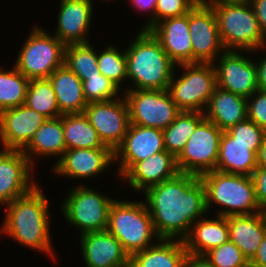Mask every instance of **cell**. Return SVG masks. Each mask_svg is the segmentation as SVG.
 Listing matches in <instances>:
<instances>
[{
	"label": "cell",
	"instance_id": "obj_35",
	"mask_svg": "<svg viewBox=\"0 0 266 267\" xmlns=\"http://www.w3.org/2000/svg\"><path fill=\"white\" fill-rule=\"evenodd\" d=\"M99 52L97 64L100 73L122 91L123 83H127L126 51H120L112 44Z\"/></svg>",
	"mask_w": 266,
	"mask_h": 267
},
{
	"label": "cell",
	"instance_id": "obj_45",
	"mask_svg": "<svg viewBox=\"0 0 266 267\" xmlns=\"http://www.w3.org/2000/svg\"><path fill=\"white\" fill-rule=\"evenodd\" d=\"M252 267H266V236L258 247L256 254L249 261Z\"/></svg>",
	"mask_w": 266,
	"mask_h": 267
},
{
	"label": "cell",
	"instance_id": "obj_49",
	"mask_svg": "<svg viewBox=\"0 0 266 267\" xmlns=\"http://www.w3.org/2000/svg\"><path fill=\"white\" fill-rule=\"evenodd\" d=\"M263 214H264V216H265V219H266V210H265V211H263Z\"/></svg>",
	"mask_w": 266,
	"mask_h": 267
},
{
	"label": "cell",
	"instance_id": "obj_36",
	"mask_svg": "<svg viewBox=\"0 0 266 267\" xmlns=\"http://www.w3.org/2000/svg\"><path fill=\"white\" fill-rule=\"evenodd\" d=\"M82 85L87 103L110 101L122 95V91L101 73L93 77H83Z\"/></svg>",
	"mask_w": 266,
	"mask_h": 267
},
{
	"label": "cell",
	"instance_id": "obj_8",
	"mask_svg": "<svg viewBox=\"0 0 266 267\" xmlns=\"http://www.w3.org/2000/svg\"><path fill=\"white\" fill-rule=\"evenodd\" d=\"M67 191L62 201L61 213L71 227L79 230L80 236L90 232L105 231L109 210L116 198L105 196L88 185H77Z\"/></svg>",
	"mask_w": 266,
	"mask_h": 267
},
{
	"label": "cell",
	"instance_id": "obj_33",
	"mask_svg": "<svg viewBox=\"0 0 266 267\" xmlns=\"http://www.w3.org/2000/svg\"><path fill=\"white\" fill-rule=\"evenodd\" d=\"M90 42L67 44L65 47L64 64L81 80L100 74L98 69V50H94Z\"/></svg>",
	"mask_w": 266,
	"mask_h": 267
},
{
	"label": "cell",
	"instance_id": "obj_31",
	"mask_svg": "<svg viewBox=\"0 0 266 267\" xmlns=\"http://www.w3.org/2000/svg\"><path fill=\"white\" fill-rule=\"evenodd\" d=\"M204 118L202 112L181 111L175 120L162 130L165 150L177 157L185 147L190 135Z\"/></svg>",
	"mask_w": 266,
	"mask_h": 267
},
{
	"label": "cell",
	"instance_id": "obj_47",
	"mask_svg": "<svg viewBox=\"0 0 266 267\" xmlns=\"http://www.w3.org/2000/svg\"><path fill=\"white\" fill-rule=\"evenodd\" d=\"M256 158H257V167L266 169V136L263 139V142L256 155Z\"/></svg>",
	"mask_w": 266,
	"mask_h": 267
},
{
	"label": "cell",
	"instance_id": "obj_30",
	"mask_svg": "<svg viewBox=\"0 0 266 267\" xmlns=\"http://www.w3.org/2000/svg\"><path fill=\"white\" fill-rule=\"evenodd\" d=\"M60 117L62 118L66 150L109 148L102 143L84 112L64 114Z\"/></svg>",
	"mask_w": 266,
	"mask_h": 267
},
{
	"label": "cell",
	"instance_id": "obj_13",
	"mask_svg": "<svg viewBox=\"0 0 266 267\" xmlns=\"http://www.w3.org/2000/svg\"><path fill=\"white\" fill-rule=\"evenodd\" d=\"M84 114L102 143L115 152L130 126L129 108L123 94L114 100L88 103Z\"/></svg>",
	"mask_w": 266,
	"mask_h": 267
},
{
	"label": "cell",
	"instance_id": "obj_39",
	"mask_svg": "<svg viewBox=\"0 0 266 267\" xmlns=\"http://www.w3.org/2000/svg\"><path fill=\"white\" fill-rule=\"evenodd\" d=\"M226 132L232 136L236 142L242 144H262L266 136V130L259 127L248 118L230 127Z\"/></svg>",
	"mask_w": 266,
	"mask_h": 267
},
{
	"label": "cell",
	"instance_id": "obj_25",
	"mask_svg": "<svg viewBox=\"0 0 266 267\" xmlns=\"http://www.w3.org/2000/svg\"><path fill=\"white\" fill-rule=\"evenodd\" d=\"M226 218L229 226V240L250 261L266 236V219L263 212Z\"/></svg>",
	"mask_w": 266,
	"mask_h": 267
},
{
	"label": "cell",
	"instance_id": "obj_34",
	"mask_svg": "<svg viewBox=\"0 0 266 267\" xmlns=\"http://www.w3.org/2000/svg\"><path fill=\"white\" fill-rule=\"evenodd\" d=\"M29 81L14 65L10 70L0 66V111L25 104Z\"/></svg>",
	"mask_w": 266,
	"mask_h": 267
},
{
	"label": "cell",
	"instance_id": "obj_23",
	"mask_svg": "<svg viewBox=\"0 0 266 267\" xmlns=\"http://www.w3.org/2000/svg\"><path fill=\"white\" fill-rule=\"evenodd\" d=\"M229 241V226L227 218L207 215L197 220L183 239L187 254L204 256L207 252Z\"/></svg>",
	"mask_w": 266,
	"mask_h": 267
},
{
	"label": "cell",
	"instance_id": "obj_11",
	"mask_svg": "<svg viewBox=\"0 0 266 267\" xmlns=\"http://www.w3.org/2000/svg\"><path fill=\"white\" fill-rule=\"evenodd\" d=\"M130 124L156 129L167 128L181 112L168 90H125Z\"/></svg>",
	"mask_w": 266,
	"mask_h": 267
},
{
	"label": "cell",
	"instance_id": "obj_41",
	"mask_svg": "<svg viewBox=\"0 0 266 267\" xmlns=\"http://www.w3.org/2000/svg\"><path fill=\"white\" fill-rule=\"evenodd\" d=\"M251 177L258 207L263 212L266 210V169L257 167Z\"/></svg>",
	"mask_w": 266,
	"mask_h": 267
},
{
	"label": "cell",
	"instance_id": "obj_22",
	"mask_svg": "<svg viewBox=\"0 0 266 267\" xmlns=\"http://www.w3.org/2000/svg\"><path fill=\"white\" fill-rule=\"evenodd\" d=\"M150 32L159 40L162 49L176 65L192 63L189 13L167 18L157 23Z\"/></svg>",
	"mask_w": 266,
	"mask_h": 267
},
{
	"label": "cell",
	"instance_id": "obj_10",
	"mask_svg": "<svg viewBox=\"0 0 266 267\" xmlns=\"http://www.w3.org/2000/svg\"><path fill=\"white\" fill-rule=\"evenodd\" d=\"M223 132L213 122L204 118L190 135L181 153L176 157L179 172L201 176L216 170Z\"/></svg>",
	"mask_w": 266,
	"mask_h": 267
},
{
	"label": "cell",
	"instance_id": "obj_18",
	"mask_svg": "<svg viewBox=\"0 0 266 267\" xmlns=\"http://www.w3.org/2000/svg\"><path fill=\"white\" fill-rule=\"evenodd\" d=\"M47 118L26 105L0 111L2 149L23 150Z\"/></svg>",
	"mask_w": 266,
	"mask_h": 267
},
{
	"label": "cell",
	"instance_id": "obj_37",
	"mask_svg": "<svg viewBox=\"0 0 266 267\" xmlns=\"http://www.w3.org/2000/svg\"><path fill=\"white\" fill-rule=\"evenodd\" d=\"M204 257L214 267H247L248 259L230 240L207 252Z\"/></svg>",
	"mask_w": 266,
	"mask_h": 267
},
{
	"label": "cell",
	"instance_id": "obj_15",
	"mask_svg": "<svg viewBox=\"0 0 266 267\" xmlns=\"http://www.w3.org/2000/svg\"><path fill=\"white\" fill-rule=\"evenodd\" d=\"M34 167L21 150L0 149V205L30 192L38 182L33 181Z\"/></svg>",
	"mask_w": 266,
	"mask_h": 267
},
{
	"label": "cell",
	"instance_id": "obj_44",
	"mask_svg": "<svg viewBox=\"0 0 266 267\" xmlns=\"http://www.w3.org/2000/svg\"><path fill=\"white\" fill-rule=\"evenodd\" d=\"M266 48H260L256 51H260L265 56L257 60L256 67H257V78H258V89L266 92V54L263 53L261 50H265Z\"/></svg>",
	"mask_w": 266,
	"mask_h": 267
},
{
	"label": "cell",
	"instance_id": "obj_24",
	"mask_svg": "<svg viewBox=\"0 0 266 267\" xmlns=\"http://www.w3.org/2000/svg\"><path fill=\"white\" fill-rule=\"evenodd\" d=\"M261 144L236 142L226 131L220 139L216 170L236 175H252L257 168L256 155Z\"/></svg>",
	"mask_w": 266,
	"mask_h": 267
},
{
	"label": "cell",
	"instance_id": "obj_1",
	"mask_svg": "<svg viewBox=\"0 0 266 267\" xmlns=\"http://www.w3.org/2000/svg\"><path fill=\"white\" fill-rule=\"evenodd\" d=\"M143 193L159 239L183 240L191 226L208 214L205 188L197 175L179 173Z\"/></svg>",
	"mask_w": 266,
	"mask_h": 267
},
{
	"label": "cell",
	"instance_id": "obj_12",
	"mask_svg": "<svg viewBox=\"0 0 266 267\" xmlns=\"http://www.w3.org/2000/svg\"><path fill=\"white\" fill-rule=\"evenodd\" d=\"M242 53L244 51H224L213 66L216 86L248 99L258 90L257 67L256 61L249 58L251 51Z\"/></svg>",
	"mask_w": 266,
	"mask_h": 267
},
{
	"label": "cell",
	"instance_id": "obj_21",
	"mask_svg": "<svg viewBox=\"0 0 266 267\" xmlns=\"http://www.w3.org/2000/svg\"><path fill=\"white\" fill-rule=\"evenodd\" d=\"M179 173L176 157L164 150L134 163L119 179L128 182L130 188L140 194L152 186L176 177Z\"/></svg>",
	"mask_w": 266,
	"mask_h": 267
},
{
	"label": "cell",
	"instance_id": "obj_4",
	"mask_svg": "<svg viewBox=\"0 0 266 267\" xmlns=\"http://www.w3.org/2000/svg\"><path fill=\"white\" fill-rule=\"evenodd\" d=\"M199 178L205 188L208 213L212 205L216 204L220 208L217 212L215 210V215L223 217L261 212L255 198L251 176L214 170L204 173Z\"/></svg>",
	"mask_w": 266,
	"mask_h": 267
},
{
	"label": "cell",
	"instance_id": "obj_6",
	"mask_svg": "<svg viewBox=\"0 0 266 267\" xmlns=\"http://www.w3.org/2000/svg\"><path fill=\"white\" fill-rule=\"evenodd\" d=\"M225 51H251L266 48V40L248 1L211 5Z\"/></svg>",
	"mask_w": 266,
	"mask_h": 267
},
{
	"label": "cell",
	"instance_id": "obj_20",
	"mask_svg": "<svg viewBox=\"0 0 266 267\" xmlns=\"http://www.w3.org/2000/svg\"><path fill=\"white\" fill-rule=\"evenodd\" d=\"M80 251L86 267H130V256L107 230L80 236Z\"/></svg>",
	"mask_w": 266,
	"mask_h": 267
},
{
	"label": "cell",
	"instance_id": "obj_26",
	"mask_svg": "<svg viewBox=\"0 0 266 267\" xmlns=\"http://www.w3.org/2000/svg\"><path fill=\"white\" fill-rule=\"evenodd\" d=\"M204 117L226 131L248 118L247 99L216 86L204 111Z\"/></svg>",
	"mask_w": 266,
	"mask_h": 267
},
{
	"label": "cell",
	"instance_id": "obj_29",
	"mask_svg": "<svg viewBox=\"0 0 266 267\" xmlns=\"http://www.w3.org/2000/svg\"><path fill=\"white\" fill-rule=\"evenodd\" d=\"M187 250L183 240L159 239L130 256V267H184Z\"/></svg>",
	"mask_w": 266,
	"mask_h": 267
},
{
	"label": "cell",
	"instance_id": "obj_38",
	"mask_svg": "<svg viewBox=\"0 0 266 267\" xmlns=\"http://www.w3.org/2000/svg\"><path fill=\"white\" fill-rule=\"evenodd\" d=\"M197 3L198 0H157L154 26L167 18L186 15Z\"/></svg>",
	"mask_w": 266,
	"mask_h": 267
},
{
	"label": "cell",
	"instance_id": "obj_48",
	"mask_svg": "<svg viewBox=\"0 0 266 267\" xmlns=\"http://www.w3.org/2000/svg\"><path fill=\"white\" fill-rule=\"evenodd\" d=\"M247 0H198V2L211 6V5H216L220 3H231V2H244Z\"/></svg>",
	"mask_w": 266,
	"mask_h": 267
},
{
	"label": "cell",
	"instance_id": "obj_43",
	"mask_svg": "<svg viewBox=\"0 0 266 267\" xmlns=\"http://www.w3.org/2000/svg\"><path fill=\"white\" fill-rule=\"evenodd\" d=\"M257 18L260 30L266 40V0H247Z\"/></svg>",
	"mask_w": 266,
	"mask_h": 267
},
{
	"label": "cell",
	"instance_id": "obj_2",
	"mask_svg": "<svg viewBox=\"0 0 266 267\" xmlns=\"http://www.w3.org/2000/svg\"><path fill=\"white\" fill-rule=\"evenodd\" d=\"M50 203L40 185L6 205L0 234L28 249L37 250L56 260L50 231Z\"/></svg>",
	"mask_w": 266,
	"mask_h": 267
},
{
	"label": "cell",
	"instance_id": "obj_14",
	"mask_svg": "<svg viewBox=\"0 0 266 267\" xmlns=\"http://www.w3.org/2000/svg\"><path fill=\"white\" fill-rule=\"evenodd\" d=\"M189 31L192 63H213L225 51L211 6L198 2L189 11Z\"/></svg>",
	"mask_w": 266,
	"mask_h": 267
},
{
	"label": "cell",
	"instance_id": "obj_40",
	"mask_svg": "<svg viewBox=\"0 0 266 267\" xmlns=\"http://www.w3.org/2000/svg\"><path fill=\"white\" fill-rule=\"evenodd\" d=\"M248 119L266 130V92L257 90L247 99Z\"/></svg>",
	"mask_w": 266,
	"mask_h": 267
},
{
	"label": "cell",
	"instance_id": "obj_19",
	"mask_svg": "<svg viewBox=\"0 0 266 267\" xmlns=\"http://www.w3.org/2000/svg\"><path fill=\"white\" fill-rule=\"evenodd\" d=\"M54 36L67 44L89 43L94 4L91 0H60ZM88 35V36H87Z\"/></svg>",
	"mask_w": 266,
	"mask_h": 267
},
{
	"label": "cell",
	"instance_id": "obj_17",
	"mask_svg": "<svg viewBox=\"0 0 266 267\" xmlns=\"http://www.w3.org/2000/svg\"><path fill=\"white\" fill-rule=\"evenodd\" d=\"M164 150L162 129L130 124L123 143L114 152L116 172L121 177L134 163Z\"/></svg>",
	"mask_w": 266,
	"mask_h": 267
},
{
	"label": "cell",
	"instance_id": "obj_46",
	"mask_svg": "<svg viewBox=\"0 0 266 267\" xmlns=\"http://www.w3.org/2000/svg\"><path fill=\"white\" fill-rule=\"evenodd\" d=\"M184 267H214L204 256H195L188 254Z\"/></svg>",
	"mask_w": 266,
	"mask_h": 267
},
{
	"label": "cell",
	"instance_id": "obj_16",
	"mask_svg": "<svg viewBox=\"0 0 266 267\" xmlns=\"http://www.w3.org/2000/svg\"><path fill=\"white\" fill-rule=\"evenodd\" d=\"M115 156L111 148L69 149L53 163L52 172L60 177L71 179H91L100 176L114 166ZM55 164V165H54Z\"/></svg>",
	"mask_w": 266,
	"mask_h": 267
},
{
	"label": "cell",
	"instance_id": "obj_42",
	"mask_svg": "<svg viewBox=\"0 0 266 267\" xmlns=\"http://www.w3.org/2000/svg\"><path fill=\"white\" fill-rule=\"evenodd\" d=\"M129 2L132 4L133 9L135 8V10H139L138 13H149V17L147 15V20L144 21L146 23H144L139 30L143 29L150 31L154 27V13L157 0H129Z\"/></svg>",
	"mask_w": 266,
	"mask_h": 267
},
{
	"label": "cell",
	"instance_id": "obj_9",
	"mask_svg": "<svg viewBox=\"0 0 266 267\" xmlns=\"http://www.w3.org/2000/svg\"><path fill=\"white\" fill-rule=\"evenodd\" d=\"M29 33L14 66L29 80L48 78L64 65L66 45L38 25Z\"/></svg>",
	"mask_w": 266,
	"mask_h": 267
},
{
	"label": "cell",
	"instance_id": "obj_3",
	"mask_svg": "<svg viewBox=\"0 0 266 267\" xmlns=\"http://www.w3.org/2000/svg\"><path fill=\"white\" fill-rule=\"evenodd\" d=\"M135 36L125 48L127 81L132 85H124L123 92L141 89L166 90L176 64L150 31L140 29ZM127 85L130 87H126Z\"/></svg>",
	"mask_w": 266,
	"mask_h": 267
},
{
	"label": "cell",
	"instance_id": "obj_5",
	"mask_svg": "<svg viewBox=\"0 0 266 267\" xmlns=\"http://www.w3.org/2000/svg\"><path fill=\"white\" fill-rule=\"evenodd\" d=\"M106 230L122 244L129 256L159 240L147 206L141 200L132 202L115 199L109 210Z\"/></svg>",
	"mask_w": 266,
	"mask_h": 267
},
{
	"label": "cell",
	"instance_id": "obj_27",
	"mask_svg": "<svg viewBox=\"0 0 266 267\" xmlns=\"http://www.w3.org/2000/svg\"><path fill=\"white\" fill-rule=\"evenodd\" d=\"M56 94L58 108L62 115L83 113L87 102L84 97L82 80L65 64L49 77Z\"/></svg>",
	"mask_w": 266,
	"mask_h": 267
},
{
	"label": "cell",
	"instance_id": "obj_32",
	"mask_svg": "<svg viewBox=\"0 0 266 267\" xmlns=\"http://www.w3.org/2000/svg\"><path fill=\"white\" fill-rule=\"evenodd\" d=\"M28 108L37 111L47 119L60 117L56 94L48 78L31 79L29 81L25 104Z\"/></svg>",
	"mask_w": 266,
	"mask_h": 267
},
{
	"label": "cell",
	"instance_id": "obj_28",
	"mask_svg": "<svg viewBox=\"0 0 266 267\" xmlns=\"http://www.w3.org/2000/svg\"><path fill=\"white\" fill-rule=\"evenodd\" d=\"M65 151L66 143L61 117L46 119L36 131L29 144L22 150L33 166L36 164V157L37 159H42L54 156V158L57 157V162L58 158L60 159Z\"/></svg>",
	"mask_w": 266,
	"mask_h": 267
},
{
	"label": "cell",
	"instance_id": "obj_7",
	"mask_svg": "<svg viewBox=\"0 0 266 267\" xmlns=\"http://www.w3.org/2000/svg\"><path fill=\"white\" fill-rule=\"evenodd\" d=\"M168 85L171 99L180 111L204 113L216 87V72L213 63H189L176 65ZM180 76V77H179Z\"/></svg>",
	"mask_w": 266,
	"mask_h": 267
}]
</instances>
